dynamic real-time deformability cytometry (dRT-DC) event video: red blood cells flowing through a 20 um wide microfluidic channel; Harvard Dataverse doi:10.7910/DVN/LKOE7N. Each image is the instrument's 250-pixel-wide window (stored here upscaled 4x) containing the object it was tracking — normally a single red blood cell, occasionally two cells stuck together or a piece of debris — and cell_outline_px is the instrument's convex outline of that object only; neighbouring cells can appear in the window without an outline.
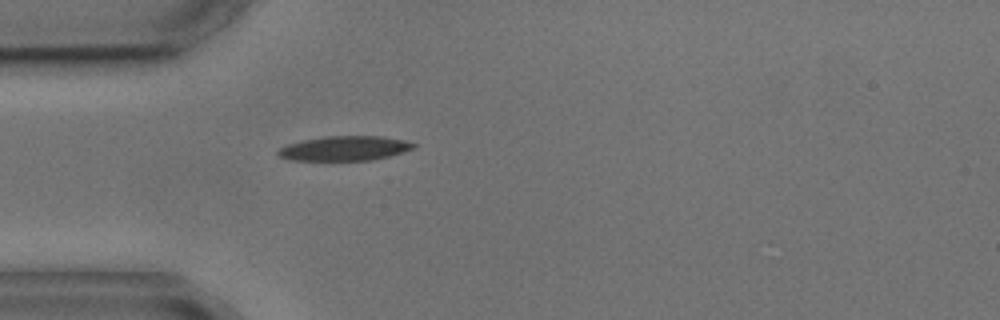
{"species": "common noctule bat (a hibernating species)", "species_latin": "Nyctalus noctula", "temperature_condition": "cold", "stored_images_in_passage": 1, "camera_frame_rate_fps": 3000, "um_per_image_px": 0.085, "animal": {"sex": "male", "body_mass_g": 17.9, "forearm_length_mm": 54.2}, "frame": {"image": 1, "passage_image": 1, "time_ms": 0.0, "image_size_px": [1000, 320], "cell_outline_px": [[416, 148], [404, 152], [372, 160], [288, 160], [280, 156], [276, 152], [280, 148], [288, 144], [304, 140], [324, 136], [380, 136], [404, 140], [416, 144]], "centroid_in_image_um": [29.31, 12.61], "position_along_channel_um": 55.7, "area_um2": 19.36}}